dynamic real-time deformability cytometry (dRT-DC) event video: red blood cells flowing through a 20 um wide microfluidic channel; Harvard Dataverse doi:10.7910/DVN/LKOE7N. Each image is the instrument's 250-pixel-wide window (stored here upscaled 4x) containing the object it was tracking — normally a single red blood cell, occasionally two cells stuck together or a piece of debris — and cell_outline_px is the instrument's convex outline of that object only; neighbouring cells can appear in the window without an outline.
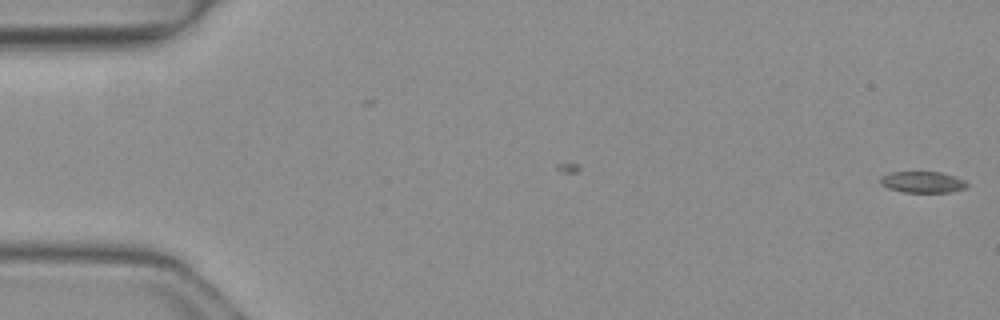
{"species": "common noctule bat (a hibernating species)", "species_latin": "Nyctalus noctula", "temperature_condition": "warm", "stored_images_in_passage": 4, "camera_frame_rate_fps": 3000, "um_per_image_px": 0.085, "animal": {"sex": "female", "body_mass_g": 19.3, "forearm_length_mm": 54.1}, "frame": {"image": 1, "passage_image": 4, "time_ms": 1.0, "image_size_px": [1000, 320], "cell_outline_px": [[968, 184], [964, 188], [952, 192], [904, 192], [888, 188], [880, 184], [880, 176], [888, 172], [940, 172], [964, 180]], "centroid_in_image_um": [78.36, 15.47], "position_along_channel_um": 6.6, "area_um2": 10.69}}